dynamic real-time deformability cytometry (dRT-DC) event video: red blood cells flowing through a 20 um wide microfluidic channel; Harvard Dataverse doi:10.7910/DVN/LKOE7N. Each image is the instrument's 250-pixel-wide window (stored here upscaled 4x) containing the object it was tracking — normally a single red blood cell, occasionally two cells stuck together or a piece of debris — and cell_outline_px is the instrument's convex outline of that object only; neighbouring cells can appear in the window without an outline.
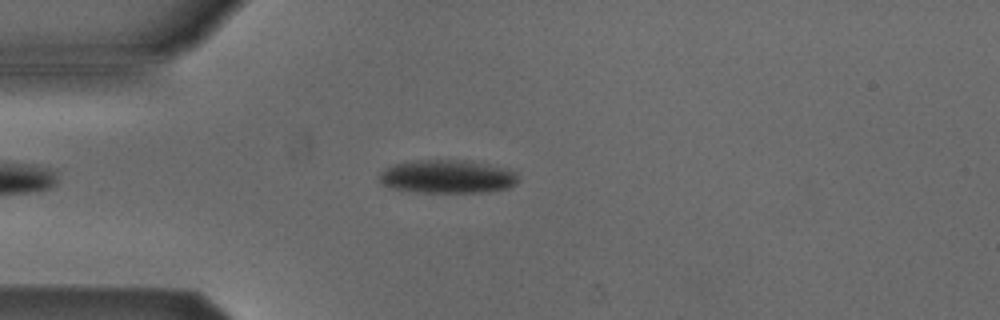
{"species": "Egyptian fruit bat (a non-hibernating species)", "species_latin": "Rousettus aegyptiacus", "temperature_condition": "cold", "stored_images_in_passage": 3, "camera_frame_rate_fps": 3000, "um_per_image_px": 0.085, "animal": {"sex": "male"}, "frame": {"image": 1, "passage_image": 3, "time_ms": 3.333, "image_size_px": [1000, 320], "cell_outline_px": [[516, 184], [508, 188], [488, 192], [420, 192], [396, 188], [384, 184], [380, 180], [380, 172], [396, 164], [416, 160], [468, 160], [508, 168], [516, 172]], "centroid_in_image_um": [38.1, 15.0], "position_along_channel_um": 46.9, "area_um2": 26.7}}